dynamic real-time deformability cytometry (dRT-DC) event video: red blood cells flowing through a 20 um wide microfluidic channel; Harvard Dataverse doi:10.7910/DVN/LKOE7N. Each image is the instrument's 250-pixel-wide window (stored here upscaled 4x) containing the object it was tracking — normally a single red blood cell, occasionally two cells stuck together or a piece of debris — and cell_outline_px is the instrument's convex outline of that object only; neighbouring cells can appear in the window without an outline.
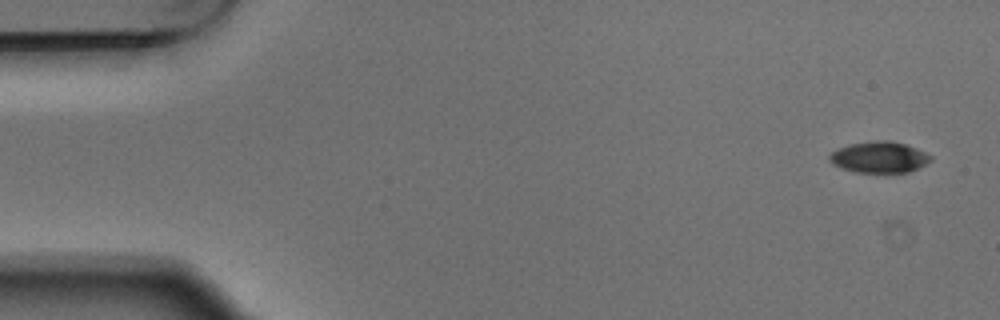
{"species": "Egyptian fruit bat (a non-hibernating species)", "species_latin": "Rousettus aegyptiacus", "temperature_condition": "warm", "stored_images_in_passage": 5, "camera_frame_rate_fps": 3000, "um_per_image_px": 0.085, "animal": {"sex": "male"}, "frame": {"image": 1, "passage_image": 1, "time_ms": 0.0, "image_size_px": [1000, 320], "cell_outline_px": [[932, 160], [908, 172], [856, 172], [832, 164], [828, 160], [828, 156], [832, 152], [840, 148], [852, 144], [876, 140], [892, 140], [916, 148], [932, 156]], "centroid_in_image_um": [74.73, 13.35], "position_along_channel_um": 10.3, "area_um2": 18.09}}
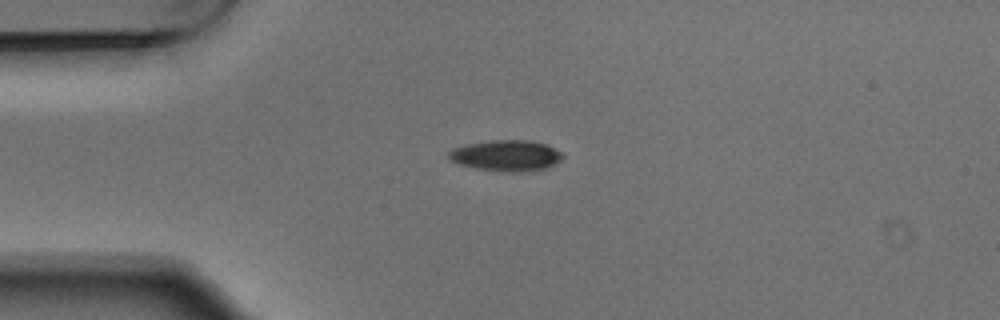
{"frame": {"image": 2, "passage_image": 4, "time_ms": 1.0, "image_size_px": [1000, 320], "cell_outline_px": [[564, 156], [560, 160], [548, 168], [520, 172], [508, 172], [476, 168], [460, 164], [452, 160], [448, 156], [448, 152], [452, 148], [468, 144], [492, 140], [532, 140], [544, 144], [560, 152]], "centroid_in_image_um": [43.03, 13.22], "position_along_channel_um": 42.0, "area_um2": 20.35}}